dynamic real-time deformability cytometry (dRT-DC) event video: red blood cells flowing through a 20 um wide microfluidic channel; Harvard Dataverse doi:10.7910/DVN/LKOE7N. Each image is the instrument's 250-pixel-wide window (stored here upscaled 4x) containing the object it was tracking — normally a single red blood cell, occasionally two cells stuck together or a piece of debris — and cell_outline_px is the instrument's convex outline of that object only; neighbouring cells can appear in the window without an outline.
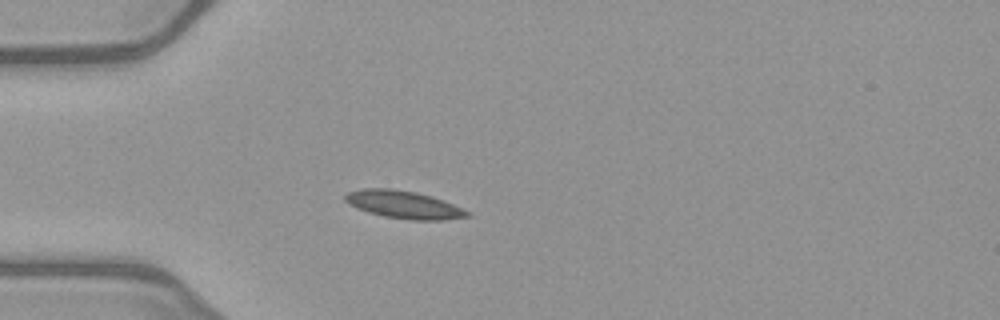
{"species": "common noctule bat (a hibernating species)", "species_latin": "Nyctalus noctula", "temperature_condition": "warm", "stored_images_in_passage": 51, "camera_frame_rate_fps": 3000, "um_per_image_px": 0.085, "animal": {"sex": "female", "body_mass_g": 21.9}, "frame": {"image": 1, "passage_image": 14, "time_ms": 4.333, "image_size_px": [1000, 320], "cell_outline_px": [[472, 216], [444, 220], [412, 220], [384, 216], [368, 212], [356, 208], [348, 204], [344, 200], [344, 196], [348, 192], [364, 188], [392, 188], [416, 192], [432, 196], [472, 212]], "centroid_in_image_um": [34.33, 17.39], "position_along_channel_um": 50.7, "area_um2": 19.83}}
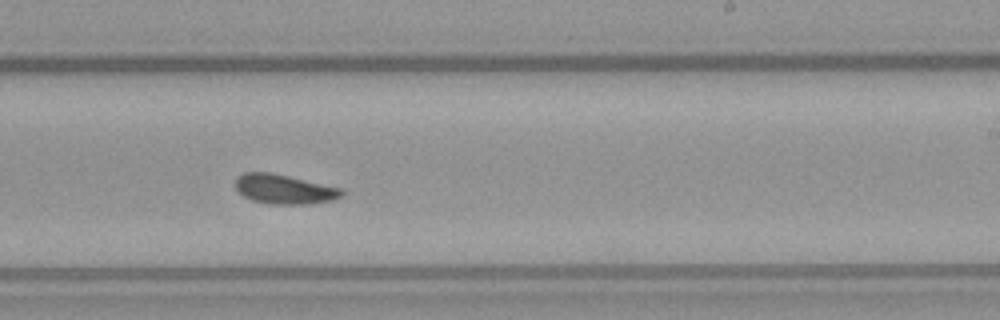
{"frame": {"image": 2, "passage_image": 31, "time_ms": 10.0, "image_size_px": [1000, 320], "cell_outline_px": [[344, 196], [332, 200], [308, 204], [268, 204], [252, 200], [244, 196], [236, 188], [236, 176], [244, 172], [272, 172], [340, 188], [344, 192]], "centroid_in_image_um": [24.15, 16.08], "position_along_channel_um": 264.9, "area_um2": 18.26}}
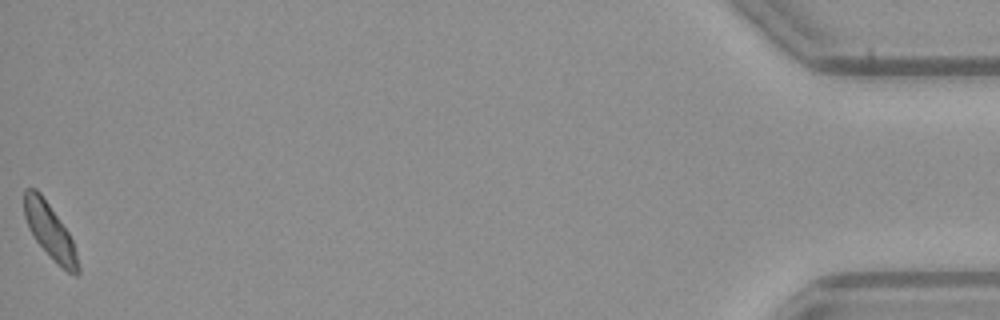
{"frame": {"image": 3, "passage_image": 51, "time_ms": 16.667, "image_size_px": [1000, 320], "cell_outline_px": [[80, 272], [76, 276], [68, 272], [36, 240], [28, 228], [24, 216], [24, 188], [36, 188], [40, 192], [68, 232], [72, 240], [76, 252], [80, 268]], "centroid_in_image_um": [4.23, 19.6], "position_along_channel_um": 431.0, "area_um2": 16.76}, "authors_computed_cell_mechanics": {"area_um2": 18.0336, "velocity_mm_per_s": 3.9986, "shape_relaxation_time_tau1_ms": 6.6041, "shape_relaxation_time_tau2_ms": 3.7052, "deformation_change_tau1": 0.1067, "deformation_change_tau2": 0.0956}}